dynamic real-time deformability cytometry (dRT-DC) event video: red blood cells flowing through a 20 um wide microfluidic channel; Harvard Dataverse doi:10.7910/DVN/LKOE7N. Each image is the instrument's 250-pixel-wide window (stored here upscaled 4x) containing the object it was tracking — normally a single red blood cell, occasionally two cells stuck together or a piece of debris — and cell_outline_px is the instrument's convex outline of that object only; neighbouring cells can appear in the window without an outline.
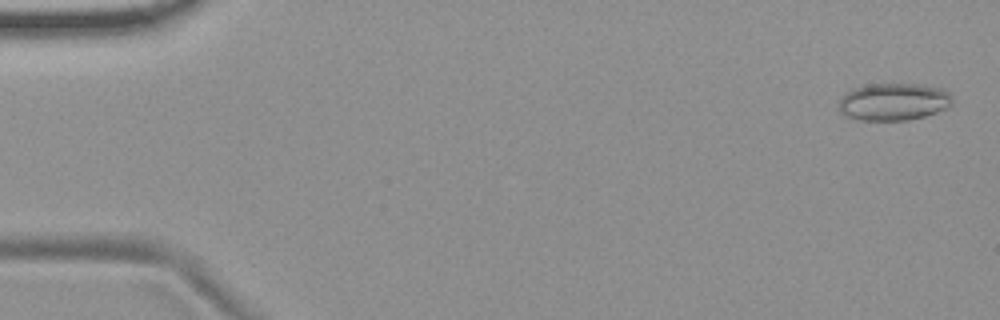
{"species": "common noctule bat (a hibernating species)", "species_latin": "Nyctalus noctula", "temperature_condition": "room temperature", "stored_images_in_passage": 11, "camera_frame_rate_fps": 3000, "um_per_image_px": 0.085, "animal": {"sex": "female", "body_mass_g": 19.9}, "frame": {"image": 1, "passage_image": 2, "time_ms": 0.333, "image_size_px": [1000, 320], "cell_outline_px": [[952, 104], [948, 108], [924, 116], [908, 120], [860, 120], [844, 116], [840, 112], [840, 100], [852, 88], [872, 84], [920, 84], [940, 88], [948, 92], [952, 96]], "centroid_in_image_um": [75.98, 8.65], "position_along_channel_um": 9.0, "area_um2": 24.62}}